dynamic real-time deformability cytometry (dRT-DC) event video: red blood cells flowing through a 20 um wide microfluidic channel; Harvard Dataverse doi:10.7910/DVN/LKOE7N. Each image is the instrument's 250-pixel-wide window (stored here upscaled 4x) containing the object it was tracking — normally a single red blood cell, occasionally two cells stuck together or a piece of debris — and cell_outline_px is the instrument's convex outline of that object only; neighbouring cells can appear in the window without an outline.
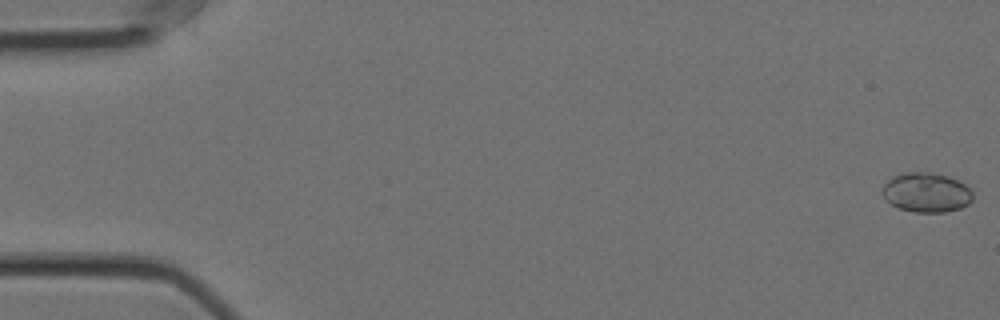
{"species": "Egyptian fruit bat (a non-hibernating species)", "species_latin": "Rousettus aegyptiacus", "temperature_condition": "cold", "stored_images_in_passage": 57, "camera_frame_rate_fps": 3000, "um_per_image_px": 0.085, "animal": {"sex": "female"}, "frame": {"image": 1, "passage_image": 1, "time_ms": 0.0, "image_size_px": [1000, 320], "cell_outline_px": [[972, 200], [968, 204], [960, 208], [944, 212], [916, 212], [900, 208], [892, 204], [880, 192], [884, 184], [888, 180], [904, 172], [932, 172], [948, 176], [960, 180], [972, 192]], "centroid_in_image_um": [78.75, 16.35], "position_along_channel_um": 6.2, "area_um2": 20.75}}
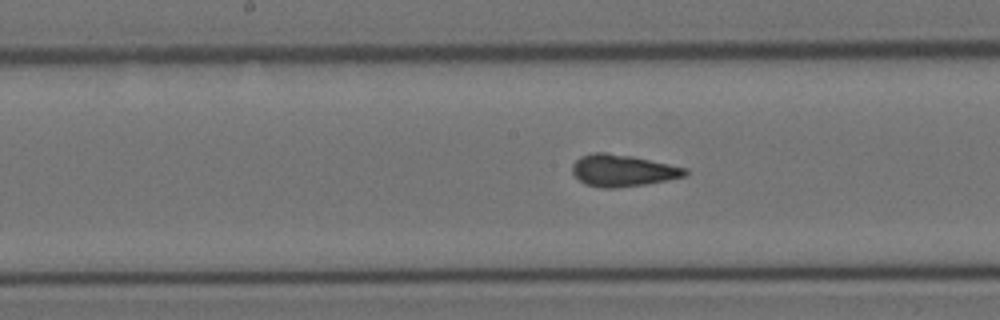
{"frame": {"image": 2, "passage_image": 29, "time_ms": 9.333, "image_size_px": [1000, 320], "cell_outline_px": [[688, 172], [684, 176], [644, 184], [616, 188], [604, 188], [584, 184], [572, 172], [572, 164], [580, 156], [592, 152], [604, 152], [632, 156], [688, 168]], "centroid_in_image_um": [52.89, 14.48], "position_along_channel_um": 195.3, "area_um2": 20.81}}
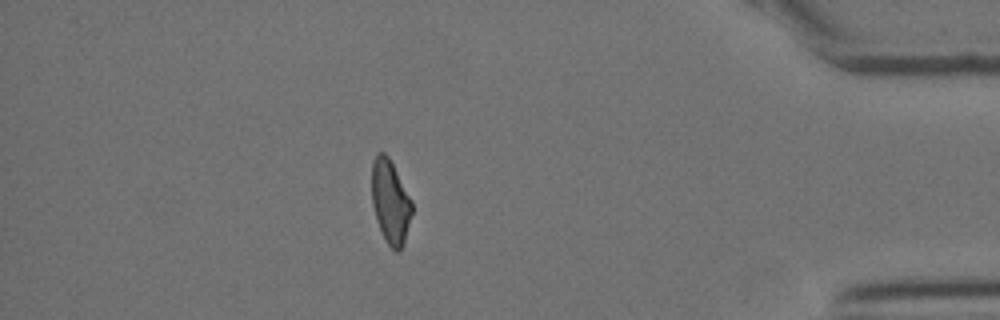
{"frame": {"image": 3, "passage_image": 50, "time_ms": 16.333, "image_size_px": [1000, 320], "cell_outline_px": [[412, 212], [404, 240], [400, 248], [396, 252], [388, 244], [376, 220], [372, 204], [372, 160], [376, 152], [384, 152], [388, 156], [412, 200]], "centroid_in_image_um": [33.16, 17.09], "position_along_channel_um": 402.0, "area_um2": 19.31}, "authors_computed_cell_mechanics": {"area_um2": 20.3456, "velocity_mm_per_s": 3.5695, "shape_relaxation_time_tau1_ms": null, "shape_relaxation_time_tau2_ms": 1.4221, "deformation_change_tau1": null, "deformation_change_tau2": 0.0831}}